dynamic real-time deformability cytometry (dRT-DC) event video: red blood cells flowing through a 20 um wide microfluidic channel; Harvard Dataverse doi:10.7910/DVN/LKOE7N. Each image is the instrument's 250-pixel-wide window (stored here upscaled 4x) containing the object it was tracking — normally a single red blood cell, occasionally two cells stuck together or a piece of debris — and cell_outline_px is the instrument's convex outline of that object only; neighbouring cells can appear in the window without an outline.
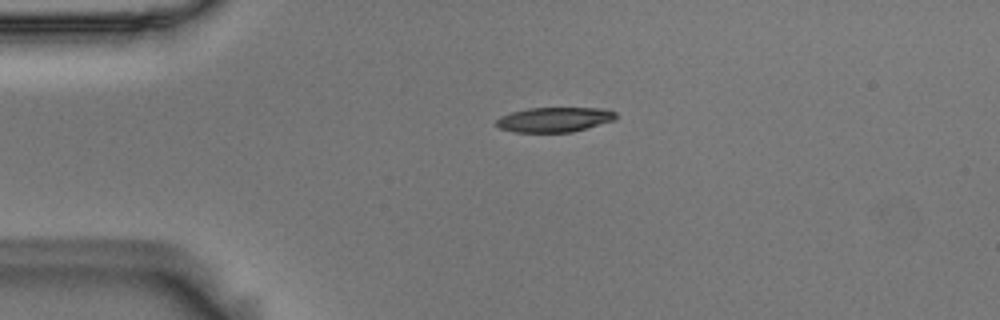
{"species": "Egyptian fruit bat (a non-hibernating species)", "species_latin": "Rousettus aegyptiacus", "temperature_condition": "room temperature", "stored_images_in_passage": 43, "camera_frame_rate_fps": 3000, "um_per_image_px": 0.085, "animal": {"sex": "male"}, "frame": {"image": 1, "passage_image": 1, "time_ms": 0.0, "image_size_px": [1000, 320], "cell_outline_px": [[616, 120], [572, 132], [512, 132], [500, 128], [496, 124], [496, 120], [500, 116], [512, 112], [528, 108], [604, 108], [616, 112]], "centroid_in_image_um": [47.14, 10.16], "position_along_channel_um": 37.9, "area_um2": 17.34}}
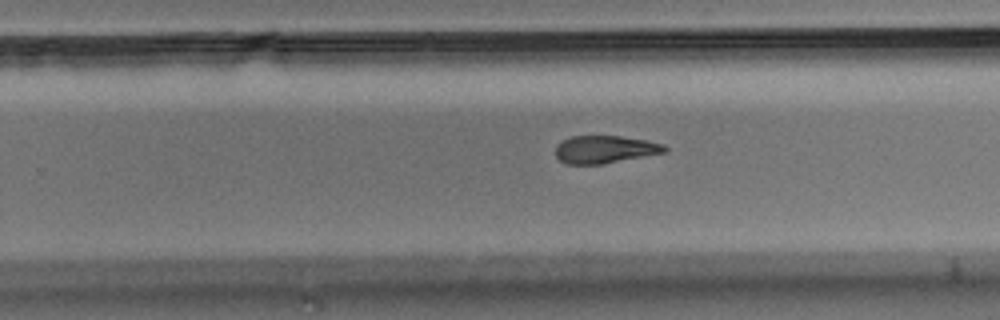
{"frame": {"image": 2, "passage_image": 23, "time_ms": 7.333, "image_size_px": [1000, 320], "cell_outline_px": [[668, 152], [600, 164], [568, 164], [560, 160], [556, 156], [556, 144], [572, 136], [620, 136], [648, 140], [664, 144], [668, 148]], "centroid_in_image_um": [51.45, 12.69], "position_along_channel_um": 278.3, "area_um2": 17.57}}
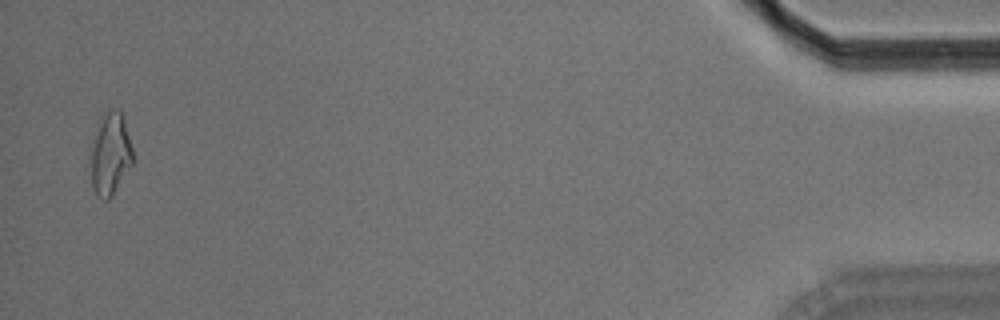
{"frame": {"image": 3, "passage_image": 42, "time_ms": 13.667, "image_size_px": [1000, 320], "cell_outline_px": [[132, 164], [112, 196], [108, 200], [104, 200], [96, 196], [92, 184], [92, 132], [104, 112], [112, 108], [120, 108], [124, 112], [132, 148]], "centroid_in_image_um": [9.39, 13.0], "position_along_channel_um": 425.8, "area_um2": 20.58}, "authors_computed_cell_mechanics": {"area_um2": 18.785, "velocity_mm_per_s": 3.6964, "shape_relaxation_time_tau1_ms": 5.911, "shape_relaxation_time_tau2_ms": null, "deformation_change_tau1": 0.1829, "deformation_change_tau2": null}}